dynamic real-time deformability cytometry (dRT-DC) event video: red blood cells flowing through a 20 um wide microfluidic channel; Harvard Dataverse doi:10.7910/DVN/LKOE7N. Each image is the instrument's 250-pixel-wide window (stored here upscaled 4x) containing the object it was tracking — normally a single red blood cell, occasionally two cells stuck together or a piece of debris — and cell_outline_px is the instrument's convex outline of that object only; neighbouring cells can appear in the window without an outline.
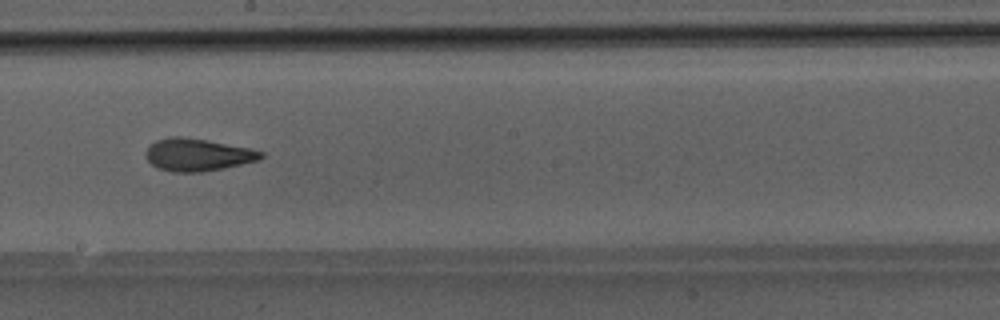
{"species": "Egyptian fruit bat (a non-hibernating species)", "species_latin": "Rousettus aegyptiacus", "temperature_condition": "room temperature", "stored_images_in_passage": 30, "camera_frame_rate_fps": 3000, "um_per_image_px": 0.085, "animal": {"sex": "male"}, "frame": {"image": 1, "passage_image": 21, "time_ms": 6.667, "image_size_px": [1000, 320], "cell_outline_px": [[264, 156], [260, 160], [224, 168], [200, 172], [172, 172], [156, 168], [148, 160], [144, 152], [148, 144], [156, 140], [172, 136], [180, 136], [208, 140], [252, 148], [264, 152]], "centroid_in_image_um": [16.79, 13.15], "position_along_channel_um": 231.4, "area_um2": 22.14}}